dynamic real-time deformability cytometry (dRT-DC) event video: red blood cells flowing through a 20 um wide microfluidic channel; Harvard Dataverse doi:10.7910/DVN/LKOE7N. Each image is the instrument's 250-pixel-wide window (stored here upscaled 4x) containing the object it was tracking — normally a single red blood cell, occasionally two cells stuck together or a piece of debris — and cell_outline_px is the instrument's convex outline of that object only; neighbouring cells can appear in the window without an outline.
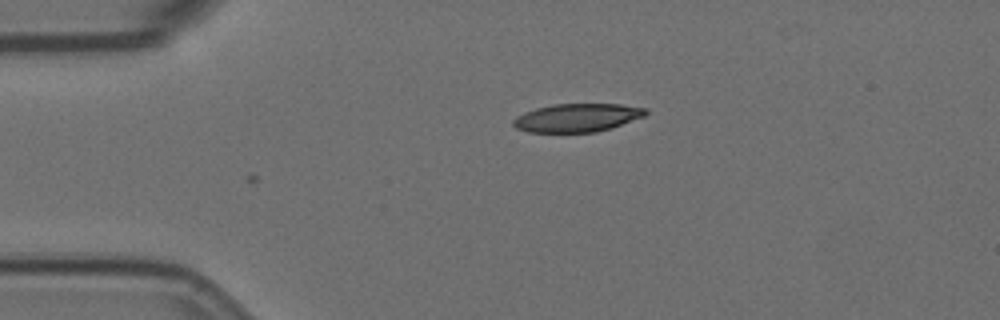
{"species": "Egyptian fruit bat (a non-hibernating species)", "species_latin": "Rousettus aegyptiacus", "temperature_condition": "room temperature", "stored_images_in_passage": 5, "camera_frame_rate_fps": 3000, "um_per_image_px": 0.085, "animal": {"sex": "female"}, "frame": {"image": 1, "passage_image": 5, "time_ms": 1.333, "image_size_px": [1000, 320], "cell_outline_px": [[648, 112], [644, 116], [596, 132], [528, 132], [516, 128], [512, 124], [512, 120], [516, 116], [524, 112], [536, 108], [552, 104], [620, 104], [648, 108]], "centroid_in_image_um": [49.02, 9.99], "position_along_channel_um": 36.0, "area_um2": 21.73}}